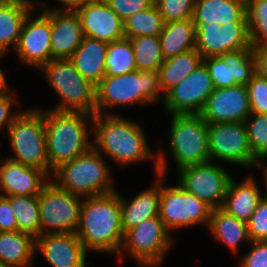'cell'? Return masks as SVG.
I'll use <instances>...</instances> for the list:
<instances>
[{
  "mask_svg": "<svg viewBox=\"0 0 267 267\" xmlns=\"http://www.w3.org/2000/svg\"><path fill=\"white\" fill-rule=\"evenodd\" d=\"M157 175L159 182L152 188L140 192L132 201H126L120 196L121 224L124 234L142 221L159 216L160 174Z\"/></svg>",
  "mask_w": 267,
  "mask_h": 267,
  "instance_id": "cell-25",
  "label": "cell"
},
{
  "mask_svg": "<svg viewBox=\"0 0 267 267\" xmlns=\"http://www.w3.org/2000/svg\"><path fill=\"white\" fill-rule=\"evenodd\" d=\"M208 226L214 236L235 253L238 244L247 240L251 242L247 223L229 215L223 209H212Z\"/></svg>",
  "mask_w": 267,
  "mask_h": 267,
  "instance_id": "cell-31",
  "label": "cell"
},
{
  "mask_svg": "<svg viewBox=\"0 0 267 267\" xmlns=\"http://www.w3.org/2000/svg\"><path fill=\"white\" fill-rule=\"evenodd\" d=\"M164 58L195 49V25L191 19L165 23L159 35Z\"/></svg>",
  "mask_w": 267,
  "mask_h": 267,
  "instance_id": "cell-29",
  "label": "cell"
},
{
  "mask_svg": "<svg viewBox=\"0 0 267 267\" xmlns=\"http://www.w3.org/2000/svg\"><path fill=\"white\" fill-rule=\"evenodd\" d=\"M259 191L252 177L239 184L231 178L221 209L247 223L263 197Z\"/></svg>",
  "mask_w": 267,
  "mask_h": 267,
  "instance_id": "cell-26",
  "label": "cell"
},
{
  "mask_svg": "<svg viewBox=\"0 0 267 267\" xmlns=\"http://www.w3.org/2000/svg\"><path fill=\"white\" fill-rule=\"evenodd\" d=\"M256 59V73L267 78V42L252 47Z\"/></svg>",
  "mask_w": 267,
  "mask_h": 267,
  "instance_id": "cell-45",
  "label": "cell"
},
{
  "mask_svg": "<svg viewBox=\"0 0 267 267\" xmlns=\"http://www.w3.org/2000/svg\"><path fill=\"white\" fill-rule=\"evenodd\" d=\"M246 87L251 113L267 114V78L255 73Z\"/></svg>",
  "mask_w": 267,
  "mask_h": 267,
  "instance_id": "cell-39",
  "label": "cell"
},
{
  "mask_svg": "<svg viewBox=\"0 0 267 267\" xmlns=\"http://www.w3.org/2000/svg\"><path fill=\"white\" fill-rule=\"evenodd\" d=\"M162 91L159 73L138 71L113 77H104L96 86V113L116 105H128L159 100Z\"/></svg>",
  "mask_w": 267,
  "mask_h": 267,
  "instance_id": "cell-5",
  "label": "cell"
},
{
  "mask_svg": "<svg viewBox=\"0 0 267 267\" xmlns=\"http://www.w3.org/2000/svg\"><path fill=\"white\" fill-rule=\"evenodd\" d=\"M171 152L181 168L210 161L208 123L200 114H172Z\"/></svg>",
  "mask_w": 267,
  "mask_h": 267,
  "instance_id": "cell-9",
  "label": "cell"
},
{
  "mask_svg": "<svg viewBox=\"0 0 267 267\" xmlns=\"http://www.w3.org/2000/svg\"><path fill=\"white\" fill-rule=\"evenodd\" d=\"M246 18L251 46L267 42V0H246Z\"/></svg>",
  "mask_w": 267,
  "mask_h": 267,
  "instance_id": "cell-36",
  "label": "cell"
},
{
  "mask_svg": "<svg viewBox=\"0 0 267 267\" xmlns=\"http://www.w3.org/2000/svg\"><path fill=\"white\" fill-rule=\"evenodd\" d=\"M215 89L207 68L202 63L165 96V108L172 114H200Z\"/></svg>",
  "mask_w": 267,
  "mask_h": 267,
  "instance_id": "cell-15",
  "label": "cell"
},
{
  "mask_svg": "<svg viewBox=\"0 0 267 267\" xmlns=\"http://www.w3.org/2000/svg\"><path fill=\"white\" fill-rule=\"evenodd\" d=\"M108 43L84 36L70 60L75 69L94 86L105 77V58Z\"/></svg>",
  "mask_w": 267,
  "mask_h": 267,
  "instance_id": "cell-23",
  "label": "cell"
},
{
  "mask_svg": "<svg viewBox=\"0 0 267 267\" xmlns=\"http://www.w3.org/2000/svg\"><path fill=\"white\" fill-rule=\"evenodd\" d=\"M194 25L195 49L203 59L252 48L247 22H230L222 26L216 22Z\"/></svg>",
  "mask_w": 267,
  "mask_h": 267,
  "instance_id": "cell-14",
  "label": "cell"
},
{
  "mask_svg": "<svg viewBox=\"0 0 267 267\" xmlns=\"http://www.w3.org/2000/svg\"><path fill=\"white\" fill-rule=\"evenodd\" d=\"M15 215L18 231L30 234L34 238L41 235L38 195L5 196Z\"/></svg>",
  "mask_w": 267,
  "mask_h": 267,
  "instance_id": "cell-32",
  "label": "cell"
},
{
  "mask_svg": "<svg viewBox=\"0 0 267 267\" xmlns=\"http://www.w3.org/2000/svg\"><path fill=\"white\" fill-rule=\"evenodd\" d=\"M35 251V238L30 234L0 232V261L3 263L12 267H30Z\"/></svg>",
  "mask_w": 267,
  "mask_h": 267,
  "instance_id": "cell-28",
  "label": "cell"
},
{
  "mask_svg": "<svg viewBox=\"0 0 267 267\" xmlns=\"http://www.w3.org/2000/svg\"><path fill=\"white\" fill-rule=\"evenodd\" d=\"M164 26V18L154 4L126 18L123 21V33L129 39L139 36H159Z\"/></svg>",
  "mask_w": 267,
  "mask_h": 267,
  "instance_id": "cell-33",
  "label": "cell"
},
{
  "mask_svg": "<svg viewBox=\"0 0 267 267\" xmlns=\"http://www.w3.org/2000/svg\"><path fill=\"white\" fill-rule=\"evenodd\" d=\"M8 133L15 154L8 159L41 169L49 176L44 113L37 110L18 112Z\"/></svg>",
  "mask_w": 267,
  "mask_h": 267,
  "instance_id": "cell-8",
  "label": "cell"
},
{
  "mask_svg": "<svg viewBox=\"0 0 267 267\" xmlns=\"http://www.w3.org/2000/svg\"><path fill=\"white\" fill-rule=\"evenodd\" d=\"M83 37L76 11L51 10V60L70 59Z\"/></svg>",
  "mask_w": 267,
  "mask_h": 267,
  "instance_id": "cell-21",
  "label": "cell"
},
{
  "mask_svg": "<svg viewBox=\"0 0 267 267\" xmlns=\"http://www.w3.org/2000/svg\"><path fill=\"white\" fill-rule=\"evenodd\" d=\"M208 150L214 158L241 165H257L245 122L208 123Z\"/></svg>",
  "mask_w": 267,
  "mask_h": 267,
  "instance_id": "cell-12",
  "label": "cell"
},
{
  "mask_svg": "<svg viewBox=\"0 0 267 267\" xmlns=\"http://www.w3.org/2000/svg\"><path fill=\"white\" fill-rule=\"evenodd\" d=\"M48 175L36 167H30L22 163L7 159L0 166V190L5 193L2 196H35L38 195L47 183ZM45 182H42L44 181Z\"/></svg>",
  "mask_w": 267,
  "mask_h": 267,
  "instance_id": "cell-22",
  "label": "cell"
},
{
  "mask_svg": "<svg viewBox=\"0 0 267 267\" xmlns=\"http://www.w3.org/2000/svg\"><path fill=\"white\" fill-rule=\"evenodd\" d=\"M165 23L191 19L195 0H154Z\"/></svg>",
  "mask_w": 267,
  "mask_h": 267,
  "instance_id": "cell-38",
  "label": "cell"
},
{
  "mask_svg": "<svg viewBox=\"0 0 267 267\" xmlns=\"http://www.w3.org/2000/svg\"><path fill=\"white\" fill-rule=\"evenodd\" d=\"M105 2L122 21L154 5V0H105Z\"/></svg>",
  "mask_w": 267,
  "mask_h": 267,
  "instance_id": "cell-41",
  "label": "cell"
},
{
  "mask_svg": "<svg viewBox=\"0 0 267 267\" xmlns=\"http://www.w3.org/2000/svg\"><path fill=\"white\" fill-rule=\"evenodd\" d=\"M64 4V11H76L81 8L89 0H60Z\"/></svg>",
  "mask_w": 267,
  "mask_h": 267,
  "instance_id": "cell-46",
  "label": "cell"
},
{
  "mask_svg": "<svg viewBox=\"0 0 267 267\" xmlns=\"http://www.w3.org/2000/svg\"><path fill=\"white\" fill-rule=\"evenodd\" d=\"M15 98L11 96V94H6L0 96V130L7 124L8 127L12 124L14 118L18 115V113H10V107L12 103L17 104Z\"/></svg>",
  "mask_w": 267,
  "mask_h": 267,
  "instance_id": "cell-44",
  "label": "cell"
},
{
  "mask_svg": "<svg viewBox=\"0 0 267 267\" xmlns=\"http://www.w3.org/2000/svg\"><path fill=\"white\" fill-rule=\"evenodd\" d=\"M2 54H0V58H1ZM4 73L1 71L0 69V96L9 94L8 90H7V85H6V81H5V77H4Z\"/></svg>",
  "mask_w": 267,
  "mask_h": 267,
  "instance_id": "cell-47",
  "label": "cell"
},
{
  "mask_svg": "<svg viewBox=\"0 0 267 267\" xmlns=\"http://www.w3.org/2000/svg\"><path fill=\"white\" fill-rule=\"evenodd\" d=\"M44 120L46 153L52 173L92 147L86 124L89 120L92 122V115L52 109L44 112Z\"/></svg>",
  "mask_w": 267,
  "mask_h": 267,
  "instance_id": "cell-2",
  "label": "cell"
},
{
  "mask_svg": "<svg viewBox=\"0 0 267 267\" xmlns=\"http://www.w3.org/2000/svg\"><path fill=\"white\" fill-rule=\"evenodd\" d=\"M202 59L196 49L166 58L158 70L164 95L197 69L202 64Z\"/></svg>",
  "mask_w": 267,
  "mask_h": 267,
  "instance_id": "cell-30",
  "label": "cell"
},
{
  "mask_svg": "<svg viewBox=\"0 0 267 267\" xmlns=\"http://www.w3.org/2000/svg\"><path fill=\"white\" fill-rule=\"evenodd\" d=\"M253 248L240 262V267H267V241H251Z\"/></svg>",
  "mask_w": 267,
  "mask_h": 267,
  "instance_id": "cell-42",
  "label": "cell"
},
{
  "mask_svg": "<svg viewBox=\"0 0 267 267\" xmlns=\"http://www.w3.org/2000/svg\"><path fill=\"white\" fill-rule=\"evenodd\" d=\"M41 69L63 101L53 110L96 113V86L75 69L70 59H52Z\"/></svg>",
  "mask_w": 267,
  "mask_h": 267,
  "instance_id": "cell-6",
  "label": "cell"
},
{
  "mask_svg": "<svg viewBox=\"0 0 267 267\" xmlns=\"http://www.w3.org/2000/svg\"><path fill=\"white\" fill-rule=\"evenodd\" d=\"M48 180L38 194L41 235L45 233L76 234L83 200L79 198L80 196L60 188L54 179ZM45 229L48 231L45 232Z\"/></svg>",
  "mask_w": 267,
  "mask_h": 267,
  "instance_id": "cell-10",
  "label": "cell"
},
{
  "mask_svg": "<svg viewBox=\"0 0 267 267\" xmlns=\"http://www.w3.org/2000/svg\"><path fill=\"white\" fill-rule=\"evenodd\" d=\"M194 24L247 22L246 0H195Z\"/></svg>",
  "mask_w": 267,
  "mask_h": 267,
  "instance_id": "cell-24",
  "label": "cell"
},
{
  "mask_svg": "<svg viewBox=\"0 0 267 267\" xmlns=\"http://www.w3.org/2000/svg\"><path fill=\"white\" fill-rule=\"evenodd\" d=\"M0 267H12L11 265L5 264L2 261H0Z\"/></svg>",
  "mask_w": 267,
  "mask_h": 267,
  "instance_id": "cell-49",
  "label": "cell"
},
{
  "mask_svg": "<svg viewBox=\"0 0 267 267\" xmlns=\"http://www.w3.org/2000/svg\"><path fill=\"white\" fill-rule=\"evenodd\" d=\"M168 235L159 216L151 217L124 234L121 251L125 247L144 266H158L172 244Z\"/></svg>",
  "mask_w": 267,
  "mask_h": 267,
  "instance_id": "cell-11",
  "label": "cell"
},
{
  "mask_svg": "<svg viewBox=\"0 0 267 267\" xmlns=\"http://www.w3.org/2000/svg\"><path fill=\"white\" fill-rule=\"evenodd\" d=\"M32 6L30 0H0V54L3 55L11 43L15 49Z\"/></svg>",
  "mask_w": 267,
  "mask_h": 267,
  "instance_id": "cell-27",
  "label": "cell"
},
{
  "mask_svg": "<svg viewBox=\"0 0 267 267\" xmlns=\"http://www.w3.org/2000/svg\"><path fill=\"white\" fill-rule=\"evenodd\" d=\"M135 70V56L130 39L124 37L108 43L105 77L121 76Z\"/></svg>",
  "mask_w": 267,
  "mask_h": 267,
  "instance_id": "cell-34",
  "label": "cell"
},
{
  "mask_svg": "<svg viewBox=\"0 0 267 267\" xmlns=\"http://www.w3.org/2000/svg\"><path fill=\"white\" fill-rule=\"evenodd\" d=\"M251 241H267V199H260L255 211L247 222Z\"/></svg>",
  "mask_w": 267,
  "mask_h": 267,
  "instance_id": "cell-40",
  "label": "cell"
},
{
  "mask_svg": "<svg viewBox=\"0 0 267 267\" xmlns=\"http://www.w3.org/2000/svg\"><path fill=\"white\" fill-rule=\"evenodd\" d=\"M155 170L160 174L159 218L167 230L188 227L210 221L212 208L201 199L187 192L179 185L165 187L162 184L166 171V161L162 154L155 160Z\"/></svg>",
  "mask_w": 267,
  "mask_h": 267,
  "instance_id": "cell-7",
  "label": "cell"
},
{
  "mask_svg": "<svg viewBox=\"0 0 267 267\" xmlns=\"http://www.w3.org/2000/svg\"><path fill=\"white\" fill-rule=\"evenodd\" d=\"M250 115L247 87L242 84L215 88L200 113L207 123L245 122Z\"/></svg>",
  "mask_w": 267,
  "mask_h": 267,
  "instance_id": "cell-17",
  "label": "cell"
},
{
  "mask_svg": "<svg viewBox=\"0 0 267 267\" xmlns=\"http://www.w3.org/2000/svg\"><path fill=\"white\" fill-rule=\"evenodd\" d=\"M84 36L111 43L124 38L123 21L105 0H89L76 10Z\"/></svg>",
  "mask_w": 267,
  "mask_h": 267,
  "instance_id": "cell-19",
  "label": "cell"
},
{
  "mask_svg": "<svg viewBox=\"0 0 267 267\" xmlns=\"http://www.w3.org/2000/svg\"><path fill=\"white\" fill-rule=\"evenodd\" d=\"M252 114L253 120H250ZM249 117L245 120L248 140L257 164L261 166L260 159L267 157V114L251 113Z\"/></svg>",
  "mask_w": 267,
  "mask_h": 267,
  "instance_id": "cell-37",
  "label": "cell"
},
{
  "mask_svg": "<svg viewBox=\"0 0 267 267\" xmlns=\"http://www.w3.org/2000/svg\"><path fill=\"white\" fill-rule=\"evenodd\" d=\"M95 144L120 164L146 160L153 156L141 127L123 117L108 114L93 115Z\"/></svg>",
  "mask_w": 267,
  "mask_h": 267,
  "instance_id": "cell-3",
  "label": "cell"
},
{
  "mask_svg": "<svg viewBox=\"0 0 267 267\" xmlns=\"http://www.w3.org/2000/svg\"><path fill=\"white\" fill-rule=\"evenodd\" d=\"M138 71L158 72L165 58L159 36H139L130 39Z\"/></svg>",
  "mask_w": 267,
  "mask_h": 267,
  "instance_id": "cell-35",
  "label": "cell"
},
{
  "mask_svg": "<svg viewBox=\"0 0 267 267\" xmlns=\"http://www.w3.org/2000/svg\"><path fill=\"white\" fill-rule=\"evenodd\" d=\"M202 63L207 68L215 88L247 85L256 73V59L252 48L208 57L202 59Z\"/></svg>",
  "mask_w": 267,
  "mask_h": 267,
  "instance_id": "cell-16",
  "label": "cell"
},
{
  "mask_svg": "<svg viewBox=\"0 0 267 267\" xmlns=\"http://www.w3.org/2000/svg\"><path fill=\"white\" fill-rule=\"evenodd\" d=\"M180 186L212 209L221 208L231 176L211 161L181 168Z\"/></svg>",
  "mask_w": 267,
  "mask_h": 267,
  "instance_id": "cell-13",
  "label": "cell"
},
{
  "mask_svg": "<svg viewBox=\"0 0 267 267\" xmlns=\"http://www.w3.org/2000/svg\"><path fill=\"white\" fill-rule=\"evenodd\" d=\"M76 235L87 251H121L124 232L117 192L83 198Z\"/></svg>",
  "mask_w": 267,
  "mask_h": 267,
  "instance_id": "cell-1",
  "label": "cell"
},
{
  "mask_svg": "<svg viewBox=\"0 0 267 267\" xmlns=\"http://www.w3.org/2000/svg\"><path fill=\"white\" fill-rule=\"evenodd\" d=\"M263 167L265 168V171H264V173H265V174H264L265 177H264V178H265L266 187H267V166H264V165H263ZM266 191H267V190H266ZM264 198L267 199V195H266V197H264Z\"/></svg>",
  "mask_w": 267,
  "mask_h": 267,
  "instance_id": "cell-48",
  "label": "cell"
},
{
  "mask_svg": "<svg viewBox=\"0 0 267 267\" xmlns=\"http://www.w3.org/2000/svg\"><path fill=\"white\" fill-rule=\"evenodd\" d=\"M18 231V224L9 200L0 195V232Z\"/></svg>",
  "mask_w": 267,
  "mask_h": 267,
  "instance_id": "cell-43",
  "label": "cell"
},
{
  "mask_svg": "<svg viewBox=\"0 0 267 267\" xmlns=\"http://www.w3.org/2000/svg\"><path fill=\"white\" fill-rule=\"evenodd\" d=\"M35 249L41 251L53 267H85L86 249L74 233H45L35 238Z\"/></svg>",
  "mask_w": 267,
  "mask_h": 267,
  "instance_id": "cell-20",
  "label": "cell"
},
{
  "mask_svg": "<svg viewBox=\"0 0 267 267\" xmlns=\"http://www.w3.org/2000/svg\"><path fill=\"white\" fill-rule=\"evenodd\" d=\"M26 17L16 50L20 60L41 68L51 60V10H46L38 18Z\"/></svg>",
  "mask_w": 267,
  "mask_h": 267,
  "instance_id": "cell-18",
  "label": "cell"
},
{
  "mask_svg": "<svg viewBox=\"0 0 267 267\" xmlns=\"http://www.w3.org/2000/svg\"><path fill=\"white\" fill-rule=\"evenodd\" d=\"M101 157L97 147L92 146L86 153L58 167L53 172L54 182L81 198L114 192L109 168Z\"/></svg>",
  "mask_w": 267,
  "mask_h": 267,
  "instance_id": "cell-4",
  "label": "cell"
}]
</instances>
